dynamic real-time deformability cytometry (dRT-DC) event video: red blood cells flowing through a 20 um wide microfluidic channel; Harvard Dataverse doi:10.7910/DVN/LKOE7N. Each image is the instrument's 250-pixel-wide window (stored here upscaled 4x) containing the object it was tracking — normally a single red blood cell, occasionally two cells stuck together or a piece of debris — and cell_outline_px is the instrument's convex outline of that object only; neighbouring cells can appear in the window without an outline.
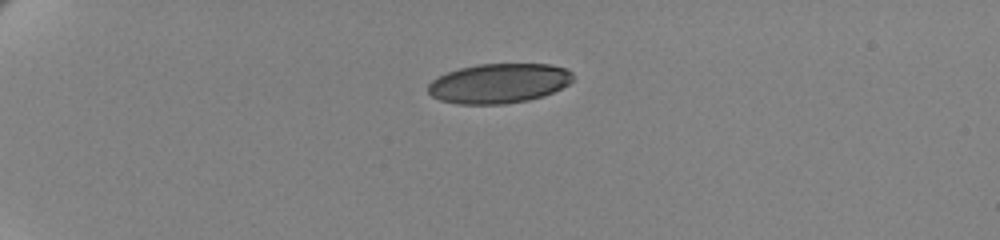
{"species": "human", "species_latin": "Homo sapiens", "temperature_condition": "cold", "stored_images_in_passage": 45, "camera_frame_rate_fps": 3000, "um_per_image_px": 0.085, "donor": {"sex": "female"}, "frame": {"image": 1, "passage_image": 1, "time_ms": 0.0, "image_size_px": [1000, 240], "cell_outline_px": [[572, 80], [568, 84], [544, 96], [528, 100], [504, 104], [456, 104], [440, 100], [432, 96], [428, 92], [428, 84], [436, 76], [460, 68], [480, 64], [552, 64], [564, 68], [572, 72]], "centroid_in_image_um": [42.38, 7.08], "position_along_channel_um": 42.6, "area_um2": 33.52}}
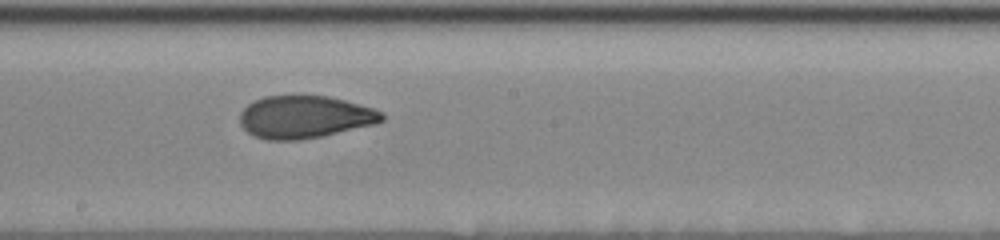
{"frame": {"image": 2, "passage_image": 22, "time_ms": 7.0, "image_size_px": [1000, 240], "cell_outline_px": [[384, 120], [376, 124], [320, 136], [300, 140], [268, 140], [252, 136], [240, 124], [240, 112], [248, 104], [264, 96], [328, 96], [376, 108], [384, 112]], "centroid_in_image_um": [25.92, 9.94], "position_along_channel_um": 222.3, "area_um2": 35.26}}
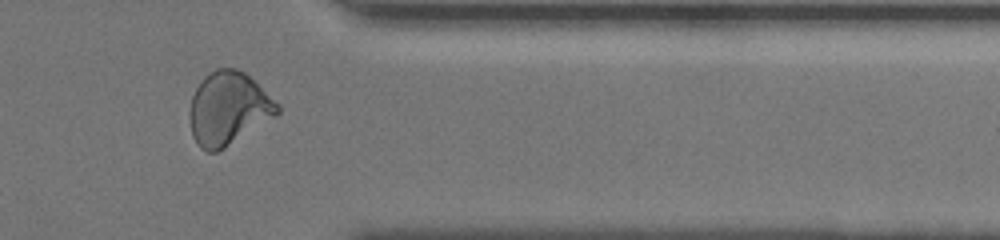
{"frame": {"image": 3, "passage_image": 37, "time_ms": 12.0, "image_size_px": [1000, 240], "cell_outline_px": [[280, 112], [276, 116], [224, 148], [216, 152], [208, 152], [200, 148], [192, 136], [188, 116], [192, 96], [200, 80], [208, 72], [216, 68], [236, 68], [244, 72], [280, 104]], "centroid_in_image_um": [19.39, 9.22], "position_along_channel_um": 392.0, "area_um2": 37.51}, "authors_computed_cell_mechanics": {"area_um2": 35.8938, "velocity_mm_per_s": 3.4599, "shape_relaxation_time_tau1_ms": 5.6861, "shape_relaxation_time_tau2_ms": 1.2643, "deformation_change_tau1": 0.1753, "deformation_change_tau2": 0.0665}}